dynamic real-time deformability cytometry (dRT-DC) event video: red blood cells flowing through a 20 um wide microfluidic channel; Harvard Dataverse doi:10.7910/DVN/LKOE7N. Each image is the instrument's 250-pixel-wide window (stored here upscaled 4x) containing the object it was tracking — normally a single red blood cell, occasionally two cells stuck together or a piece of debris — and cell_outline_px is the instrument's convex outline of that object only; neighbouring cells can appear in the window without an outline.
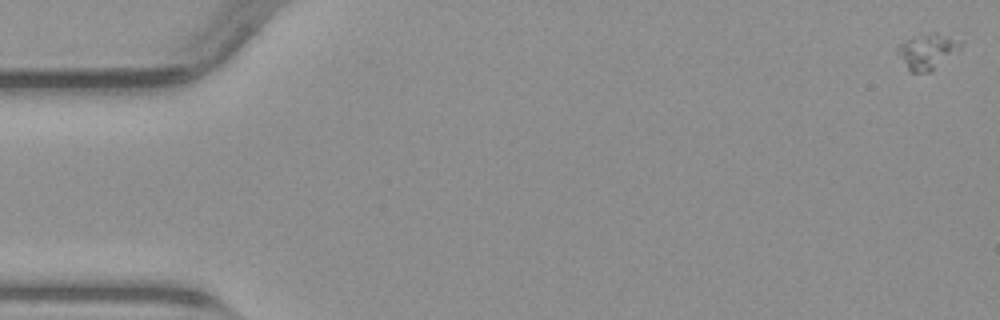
{"species": "common noctule bat (a hibernating species)", "species_latin": "Nyctalus noctula", "temperature_condition": "warm", "stored_images_in_passage": 52, "camera_frame_rate_fps": 3000, "um_per_image_px": 0.085, "animal": {"sex": "male", "body_mass_g": 23.1, "forearm_length_mm": 52.7}, "frame": {"image": 1, "passage_image": 1, "time_ms": 0.0, "image_size_px": [1000, 320], "cell_outline_px": [[964, 44], [932, 72], [908, 72], [896, 52], [896, 48], [904, 40], [912, 36], [932, 32], [936, 32], [964, 40]], "centroid_in_image_um": [78.81, 4.35], "position_along_channel_um": 6.2, "area_um2": 13.41}}
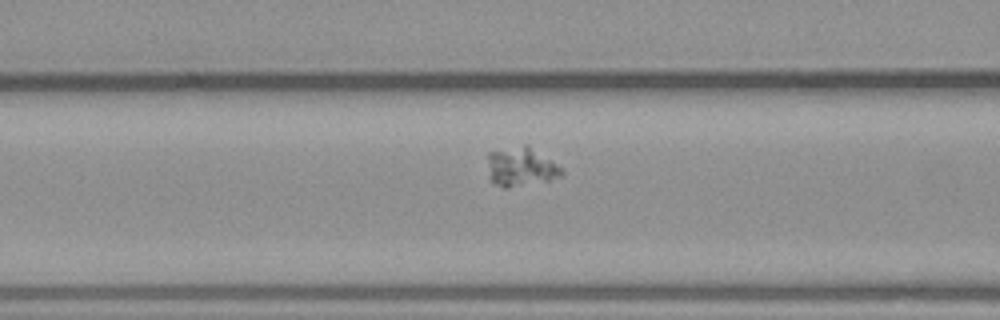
{"frame": {"image": 2, "passage_image": 21, "time_ms": 6.667, "image_size_px": [1000, 320], "cell_outline_px": [[564, 172], [560, 176], [548, 180], [508, 188], [504, 188], [492, 180], [488, 160], [488, 152], [524, 144], [528, 144], [556, 164]], "centroid_in_image_um": [44.28, 14.16], "position_along_channel_um": 122.3, "area_um2": 16.42}}
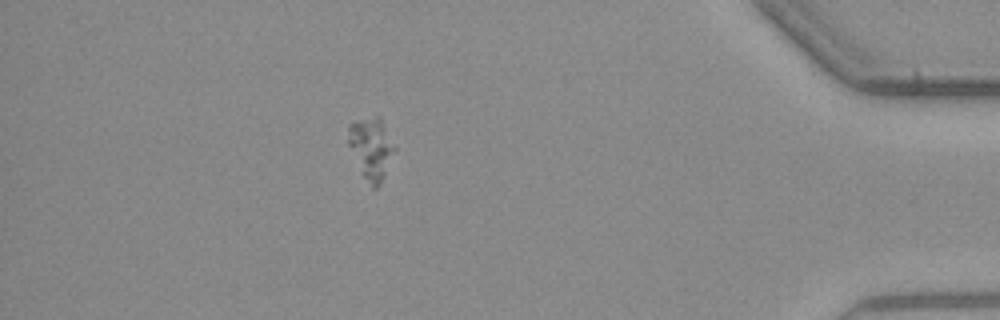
{"frame": {"image": 3, "passage_image": 46, "time_ms": 15.0, "image_size_px": [1000, 320], "cell_outline_px": [[396, 148], [380, 184], [376, 188], [372, 188], [364, 176], [348, 144], [348, 124], [356, 120], [376, 116], [380, 116]], "centroid_in_image_um": [31.55, 12.56], "position_along_channel_um": 403.6, "area_um2": 16.3}}